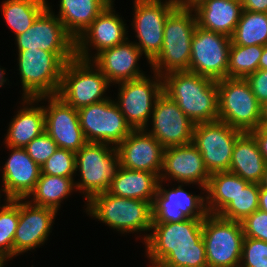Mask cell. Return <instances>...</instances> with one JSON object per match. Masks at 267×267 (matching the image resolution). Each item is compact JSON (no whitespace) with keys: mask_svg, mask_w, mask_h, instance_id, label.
<instances>
[{"mask_svg":"<svg viewBox=\"0 0 267 267\" xmlns=\"http://www.w3.org/2000/svg\"><path fill=\"white\" fill-rule=\"evenodd\" d=\"M150 72L151 75L113 85L116 89L118 86L114 95L117 97L113 96V99L133 130L148 126L154 104L163 93L162 77L153 71L148 73Z\"/></svg>","mask_w":267,"mask_h":267,"instance_id":"obj_9","label":"cell"},{"mask_svg":"<svg viewBox=\"0 0 267 267\" xmlns=\"http://www.w3.org/2000/svg\"><path fill=\"white\" fill-rule=\"evenodd\" d=\"M18 220L19 199L0 200V259L2 261L10 262L13 259V239Z\"/></svg>","mask_w":267,"mask_h":267,"instance_id":"obj_35","label":"cell"},{"mask_svg":"<svg viewBox=\"0 0 267 267\" xmlns=\"http://www.w3.org/2000/svg\"><path fill=\"white\" fill-rule=\"evenodd\" d=\"M16 51L20 98L57 95L64 66L75 57V52H46L37 48Z\"/></svg>","mask_w":267,"mask_h":267,"instance_id":"obj_4","label":"cell"},{"mask_svg":"<svg viewBox=\"0 0 267 267\" xmlns=\"http://www.w3.org/2000/svg\"><path fill=\"white\" fill-rule=\"evenodd\" d=\"M179 4L178 0L133 1V21L130 30H134L133 43L146 57L148 67L161 51L166 19Z\"/></svg>","mask_w":267,"mask_h":267,"instance_id":"obj_10","label":"cell"},{"mask_svg":"<svg viewBox=\"0 0 267 267\" xmlns=\"http://www.w3.org/2000/svg\"><path fill=\"white\" fill-rule=\"evenodd\" d=\"M163 93L194 123L218 120L217 81L191 71H174L162 76Z\"/></svg>","mask_w":267,"mask_h":267,"instance_id":"obj_3","label":"cell"},{"mask_svg":"<svg viewBox=\"0 0 267 267\" xmlns=\"http://www.w3.org/2000/svg\"><path fill=\"white\" fill-rule=\"evenodd\" d=\"M258 69H265L267 70V45L263 46V52L260 57Z\"/></svg>","mask_w":267,"mask_h":267,"instance_id":"obj_46","label":"cell"},{"mask_svg":"<svg viewBox=\"0 0 267 267\" xmlns=\"http://www.w3.org/2000/svg\"><path fill=\"white\" fill-rule=\"evenodd\" d=\"M6 75L8 76V74H6V68L5 67H1L0 65V88L4 87V85H10V81L8 78H6Z\"/></svg>","mask_w":267,"mask_h":267,"instance_id":"obj_47","label":"cell"},{"mask_svg":"<svg viewBox=\"0 0 267 267\" xmlns=\"http://www.w3.org/2000/svg\"><path fill=\"white\" fill-rule=\"evenodd\" d=\"M139 48L128 38L124 43L103 50L91 62L106 76L109 83L115 84L135 80L147 75L139 63L145 59ZM146 73V74H145Z\"/></svg>","mask_w":267,"mask_h":267,"instance_id":"obj_24","label":"cell"},{"mask_svg":"<svg viewBox=\"0 0 267 267\" xmlns=\"http://www.w3.org/2000/svg\"><path fill=\"white\" fill-rule=\"evenodd\" d=\"M150 267H176V266L163 264L162 262H159V263H155V264L151 265Z\"/></svg>","mask_w":267,"mask_h":267,"instance_id":"obj_49","label":"cell"},{"mask_svg":"<svg viewBox=\"0 0 267 267\" xmlns=\"http://www.w3.org/2000/svg\"><path fill=\"white\" fill-rule=\"evenodd\" d=\"M115 0H105V2L108 4V5H114L115 6V3H114ZM136 1H141V0H134V2Z\"/></svg>","mask_w":267,"mask_h":267,"instance_id":"obj_50","label":"cell"},{"mask_svg":"<svg viewBox=\"0 0 267 267\" xmlns=\"http://www.w3.org/2000/svg\"><path fill=\"white\" fill-rule=\"evenodd\" d=\"M259 210L267 213V189L263 188L260 185V192H259Z\"/></svg>","mask_w":267,"mask_h":267,"instance_id":"obj_44","label":"cell"},{"mask_svg":"<svg viewBox=\"0 0 267 267\" xmlns=\"http://www.w3.org/2000/svg\"><path fill=\"white\" fill-rule=\"evenodd\" d=\"M260 184L249 183L240 189L234 200L219 214L221 218L241 222L259 208Z\"/></svg>","mask_w":267,"mask_h":267,"instance_id":"obj_36","label":"cell"},{"mask_svg":"<svg viewBox=\"0 0 267 267\" xmlns=\"http://www.w3.org/2000/svg\"><path fill=\"white\" fill-rule=\"evenodd\" d=\"M228 1H236V2H241V0H228Z\"/></svg>","mask_w":267,"mask_h":267,"instance_id":"obj_53","label":"cell"},{"mask_svg":"<svg viewBox=\"0 0 267 267\" xmlns=\"http://www.w3.org/2000/svg\"><path fill=\"white\" fill-rule=\"evenodd\" d=\"M59 213L52 208L37 206L27 199H19V220L13 239V258L36 251L52 233Z\"/></svg>","mask_w":267,"mask_h":267,"instance_id":"obj_17","label":"cell"},{"mask_svg":"<svg viewBox=\"0 0 267 267\" xmlns=\"http://www.w3.org/2000/svg\"><path fill=\"white\" fill-rule=\"evenodd\" d=\"M266 164L255 138L249 132L243 133L234 145L229 171L250 183L260 184Z\"/></svg>","mask_w":267,"mask_h":267,"instance_id":"obj_29","label":"cell"},{"mask_svg":"<svg viewBox=\"0 0 267 267\" xmlns=\"http://www.w3.org/2000/svg\"><path fill=\"white\" fill-rule=\"evenodd\" d=\"M118 166V151L109 144L87 142L76 153L75 186L84 204L108 191Z\"/></svg>","mask_w":267,"mask_h":267,"instance_id":"obj_6","label":"cell"},{"mask_svg":"<svg viewBox=\"0 0 267 267\" xmlns=\"http://www.w3.org/2000/svg\"><path fill=\"white\" fill-rule=\"evenodd\" d=\"M180 4H189L191 3L193 0H178Z\"/></svg>","mask_w":267,"mask_h":267,"instance_id":"obj_51","label":"cell"},{"mask_svg":"<svg viewBox=\"0 0 267 267\" xmlns=\"http://www.w3.org/2000/svg\"><path fill=\"white\" fill-rule=\"evenodd\" d=\"M110 87L106 76L91 61L74 57L64 66L57 96L79 109L108 99Z\"/></svg>","mask_w":267,"mask_h":267,"instance_id":"obj_7","label":"cell"},{"mask_svg":"<svg viewBox=\"0 0 267 267\" xmlns=\"http://www.w3.org/2000/svg\"><path fill=\"white\" fill-rule=\"evenodd\" d=\"M243 133L220 120L194 124L192 144L210 175L229 171L234 145Z\"/></svg>","mask_w":267,"mask_h":267,"instance_id":"obj_14","label":"cell"},{"mask_svg":"<svg viewBox=\"0 0 267 267\" xmlns=\"http://www.w3.org/2000/svg\"><path fill=\"white\" fill-rule=\"evenodd\" d=\"M4 148H7L6 151H9V154L8 159L3 162L5 164L0 166L2 168L0 197L26 199L39 180L41 168L29 157L25 148L10 146H4Z\"/></svg>","mask_w":267,"mask_h":267,"instance_id":"obj_21","label":"cell"},{"mask_svg":"<svg viewBox=\"0 0 267 267\" xmlns=\"http://www.w3.org/2000/svg\"><path fill=\"white\" fill-rule=\"evenodd\" d=\"M119 166L160 176L164 147L145 129L133 130L117 147Z\"/></svg>","mask_w":267,"mask_h":267,"instance_id":"obj_23","label":"cell"},{"mask_svg":"<svg viewBox=\"0 0 267 267\" xmlns=\"http://www.w3.org/2000/svg\"><path fill=\"white\" fill-rule=\"evenodd\" d=\"M239 267H267V242L244 237Z\"/></svg>","mask_w":267,"mask_h":267,"instance_id":"obj_38","label":"cell"},{"mask_svg":"<svg viewBox=\"0 0 267 267\" xmlns=\"http://www.w3.org/2000/svg\"><path fill=\"white\" fill-rule=\"evenodd\" d=\"M231 42L241 46L267 45V13L242 10Z\"/></svg>","mask_w":267,"mask_h":267,"instance_id":"obj_33","label":"cell"},{"mask_svg":"<svg viewBox=\"0 0 267 267\" xmlns=\"http://www.w3.org/2000/svg\"><path fill=\"white\" fill-rule=\"evenodd\" d=\"M231 38L196 27L191 42L189 71L218 81L227 78Z\"/></svg>","mask_w":267,"mask_h":267,"instance_id":"obj_16","label":"cell"},{"mask_svg":"<svg viewBox=\"0 0 267 267\" xmlns=\"http://www.w3.org/2000/svg\"><path fill=\"white\" fill-rule=\"evenodd\" d=\"M159 180V176L152 172L118 166L107 192L119 197L144 200L152 205Z\"/></svg>","mask_w":267,"mask_h":267,"instance_id":"obj_27","label":"cell"},{"mask_svg":"<svg viewBox=\"0 0 267 267\" xmlns=\"http://www.w3.org/2000/svg\"><path fill=\"white\" fill-rule=\"evenodd\" d=\"M249 183L230 171L211 174L206 187L208 214L219 215Z\"/></svg>","mask_w":267,"mask_h":267,"instance_id":"obj_31","label":"cell"},{"mask_svg":"<svg viewBox=\"0 0 267 267\" xmlns=\"http://www.w3.org/2000/svg\"><path fill=\"white\" fill-rule=\"evenodd\" d=\"M263 46H241L231 42L227 78L245 79L258 70Z\"/></svg>","mask_w":267,"mask_h":267,"instance_id":"obj_34","label":"cell"},{"mask_svg":"<svg viewBox=\"0 0 267 267\" xmlns=\"http://www.w3.org/2000/svg\"><path fill=\"white\" fill-rule=\"evenodd\" d=\"M40 168L41 174L75 178L76 153L58 148Z\"/></svg>","mask_w":267,"mask_h":267,"instance_id":"obj_37","label":"cell"},{"mask_svg":"<svg viewBox=\"0 0 267 267\" xmlns=\"http://www.w3.org/2000/svg\"><path fill=\"white\" fill-rule=\"evenodd\" d=\"M197 26L232 37L242 13L241 2L228 0H193Z\"/></svg>","mask_w":267,"mask_h":267,"instance_id":"obj_26","label":"cell"},{"mask_svg":"<svg viewBox=\"0 0 267 267\" xmlns=\"http://www.w3.org/2000/svg\"><path fill=\"white\" fill-rule=\"evenodd\" d=\"M194 123L162 93L156 100L152 116L145 130L155 137L164 148L192 143Z\"/></svg>","mask_w":267,"mask_h":267,"instance_id":"obj_18","label":"cell"},{"mask_svg":"<svg viewBox=\"0 0 267 267\" xmlns=\"http://www.w3.org/2000/svg\"><path fill=\"white\" fill-rule=\"evenodd\" d=\"M259 127L267 128V101L261 104Z\"/></svg>","mask_w":267,"mask_h":267,"instance_id":"obj_45","label":"cell"},{"mask_svg":"<svg viewBox=\"0 0 267 267\" xmlns=\"http://www.w3.org/2000/svg\"><path fill=\"white\" fill-rule=\"evenodd\" d=\"M76 192L75 178L40 174L34 190L26 198L30 203L55 209H61L64 200Z\"/></svg>","mask_w":267,"mask_h":267,"instance_id":"obj_30","label":"cell"},{"mask_svg":"<svg viewBox=\"0 0 267 267\" xmlns=\"http://www.w3.org/2000/svg\"><path fill=\"white\" fill-rule=\"evenodd\" d=\"M244 237H250L267 242V213L254 211L241 221Z\"/></svg>","mask_w":267,"mask_h":267,"instance_id":"obj_40","label":"cell"},{"mask_svg":"<svg viewBox=\"0 0 267 267\" xmlns=\"http://www.w3.org/2000/svg\"><path fill=\"white\" fill-rule=\"evenodd\" d=\"M260 185L263 188L267 189V164H266V167H265V170H264V175H263V178H262V181H261Z\"/></svg>","mask_w":267,"mask_h":267,"instance_id":"obj_48","label":"cell"},{"mask_svg":"<svg viewBox=\"0 0 267 267\" xmlns=\"http://www.w3.org/2000/svg\"><path fill=\"white\" fill-rule=\"evenodd\" d=\"M114 7L105 8L75 41V57L91 61L103 50L122 44L130 37L127 20Z\"/></svg>","mask_w":267,"mask_h":267,"instance_id":"obj_15","label":"cell"},{"mask_svg":"<svg viewBox=\"0 0 267 267\" xmlns=\"http://www.w3.org/2000/svg\"><path fill=\"white\" fill-rule=\"evenodd\" d=\"M6 263L8 264V261H2L0 259V267H5Z\"/></svg>","mask_w":267,"mask_h":267,"instance_id":"obj_52","label":"cell"},{"mask_svg":"<svg viewBox=\"0 0 267 267\" xmlns=\"http://www.w3.org/2000/svg\"><path fill=\"white\" fill-rule=\"evenodd\" d=\"M48 0H3L1 14L16 37L25 32L47 8Z\"/></svg>","mask_w":267,"mask_h":267,"instance_id":"obj_32","label":"cell"},{"mask_svg":"<svg viewBox=\"0 0 267 267\" xmlns=\"http://www.w3.org/2000/svg\"><path fill=\"white\" fill-rule=\"evenodd\" d=\"M256 140L259 151L267 163V128L258 127L249 132Z\"/></svg>","mask_w":267,"mask_h":267,"instance_id":"obj_42","label":"cell"},{"mask_svg":"<svg viewBox=\"0 0 267 267\" xmlns=\"http://www.w3.org/2000/svg\"><path fill=\"white\" fill-rule=\"evenodd\" d=\"M59 11H53L51 2L47 7L62 22L67 33L76 41L96 17L109 5L105 0H59Z\"/></svg>","mask_w":267,"mask_h":267,"instance_id":"obj_28","label":"cell"},{"mask_svg":"<svg viewBox=\"0 0 267 267\" xmlns=\"http://www.w3.org/2000/svg\"><path fill=\"white\" fill-rule=\"evenodd\" d=\"M17 111L7 126L3 144L25 148L29 142L45 131V113L38 98H20ZM41 105H40V104ZM20 106V107H19ZM22 106V107H21Z\"/></svg>","mask_w":267,"mask_h":267,"instance_id":"obj_25","label":"cell"},{"mask_svg":"<svg viewBox=\"0 0 267 267\" xmlns=\"http://www.w3.org/2000/svg\"><path fill=\"white\" fill-rule=\"evenodd\" d=\"M197 27L194 10L179 4L167 17L160 53L150 62V71L161 77L174 71H189L191 42Z\"/></svg>","mask_w":267,"mask_h":267,"instance_id":"obj_5","label":"cell"},{"mask_svg":"<svg viewBox=\"0 0 267 267\" xmlns=\"http://www.w3.org/2000/svg\"><path fill=\"white\" fill-rule=\"evenodd\" d=\"M245 11L267 13V0H241Z\"/></svg>","mask_w":267,"mask_h":267,"instance_id":"obj_43","label":"cell"},{"mask_svg":"<svg viewBox=\"0 0 267 267\" xmlns=\"http://www.w3.org/2000/svg\"><path fill=\"white\" fill-rule=\"evenodd\" d=\"M166 183L167 185H164ZM177 184L159 180L158 190L152 204V223L180 222L193 218L204 219L208 215L206 188L188 183ZM191 185L201 190L200 194L196 195L185 190V186ZM167 187L170 188L167 189Z\"/></svg>","mask_w":267,"mask_h":267,"instance_id":"obj_11","label":"cell"},{"mask_svg":"<svg viewBox=\"0 0 267 267\" xmlns=\"http://www.w3.org/2000/svg\"><path fill=\"white\" fill-rule=\"evenodd\" d=\"M77 111L87 142L117 147L133 131L112 96Z\"/></svg>","mask_w":267,"mask_h":267,"instance_id":"obj_13","label":"cell"},{"mask_svg":"<svg viewBox=\"0 0 267 267\" xmlns=\"http://www.w3.org/2000/svg\"><path fill=\"white\" fill-rule=\"evenodd\" d=\"M218 120L244 133L257 129L261 105L242 78H224L217 81Z\"/></svg>","mask_w":267,"mask_h":267,"instance_id":"obj_8","label":"cell"},{"mask_svg":"<svg viewBox=\"0 0 267 267\" xmlns=\"http://www.w3.org/2000/svg\"><path fill=\"white\" fill-rule=\"evenodd\" d=\"M58 148L56 142L46 131H44L29 142L25 147V150L29 157L41 167L54 154V152L58 150Z\"/></svg>","mask_w":267,"mask_h":267,"instance_id":"obj_39","label":"cell"},{"mask_svg":"<svg viewBox=\"0 0 267 267\" xmlns=\"http://www.w3.org/2000/svg\"><path fill=\"white\" fill-rule=\"evenodd\" d=\"M83 206L89 219L100 221L121 236L136 233L135 239L144 243L150 234L153 220L149 202L115 196L106 191L94 195Z\"/></svg>","mask_w":267,"mask_h":267,"instance_id":"obj_2","label":"cell"},{"mask_svg":"<svg viewBox=\"0 0 267 267\" xmlns=\"http://www.w3.org/2000/svg\"><path fill=\"white\" fill-rule=\"evenodd\" d=\"M203 220L152 223L144 245L151 266L162 262L176 267H208L203 241Z\"/></svg>","mask_w":267,"mask_h":267,"instance_id":"obj_1","label":"cell"},{"mask_svg":"<svg viewBox=\"0 0 267 267\" xmlns=\"http://www.w3.org/2000/svg\"><path fill=\"white\" fill-rule=\"evenodd\" d=\"M160 181L207 187L210 174L199 150L192 144L164 149Z\"/></svg>","mask_w":267,"mask_h":267,"instance_id":"obj_22","label":"cell"},{"mask_svg":"<svg viewBox=\"0 0 267 267\" xmlns=\"http://www.w3.org/2000/svg\"><path fill=\"white\" fill-rule=\"evenodd\" d=\"M243 239L241 222L208 214L203 220V241L208 267H239Z\"/></svg>","mask_w":267,"mask_h":267,"instance_id":"obj_12","label":"cell"},{"mask_svg":"<svg viewBox=\"0 0 267 267\" xmlns=\"http://www.w3.org/2000/svg\"><path fill=\"white\" fill-rule=\"evenodd\" d=\"M38 99L44 107L45 131L59 148L77 153L87 143L77 109L66 104L57 95Z\"/></svg>","mask_w":267,"mask_h":267,"instance_id":"obj_19","label":"cell"},{"mask_svg":"<svg viewBox=\"0 0 267 267\" xmlns=\"http://www.w3.org/2000/svg\"><path fill=\"white\" fill-rule=\"evenodd\" d=\"M14 39L16 50L37 48L46 52H75V40L48 7L25 32Z\"/></svg>","mask_w":267,"mask_h":267,"instance_id":"obj_20","label":"cell"},{"mask_svg":"<svg viewBox=\"0 0 267 267\" xmlns=\"http://www.w3.org/2000/svg\"><path fill=\"white\" fill-rule=\"evenodd\" d=\"M245 80L249 83L251 91L257 98L259 104L267 101V70L258 69L248 75Z\"/></svg>","mask_w":267,"mask_h":267,"instance_id":"obj_41","label":"cell"}]
</instances>
